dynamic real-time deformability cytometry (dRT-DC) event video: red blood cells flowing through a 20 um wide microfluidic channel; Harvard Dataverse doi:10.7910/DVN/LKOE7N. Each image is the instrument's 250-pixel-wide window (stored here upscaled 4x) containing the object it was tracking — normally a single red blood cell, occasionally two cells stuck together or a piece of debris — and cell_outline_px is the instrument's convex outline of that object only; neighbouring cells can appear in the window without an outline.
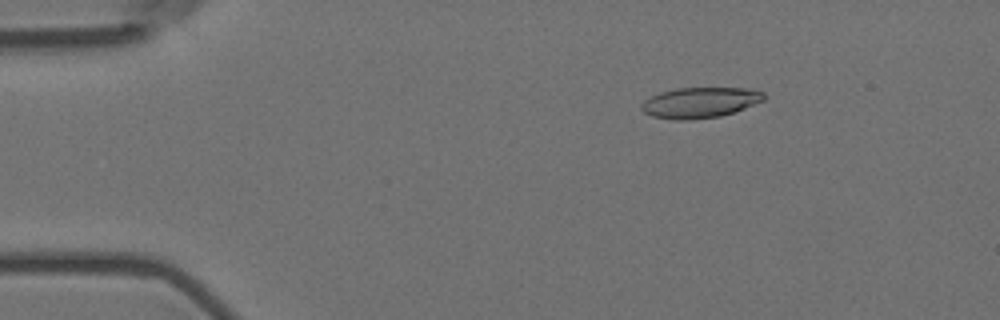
{"species": "Egyptian fruit bat (a non-hibernating species)", "species_latin": "Rousettus aegyptiacus", "temperature_condition": "room temperature", "stored_images_in_passage": 6, "camera_frame_rate_fps": 3000, "um_per_image_px": 0.085, "animal": {"sex": "female"}, "frame": {"image": 1, "passage_image": 3, "time_ms": 0.667, "image_size_px": [1000, 320], "cell_outline_px": [[764, 100], [744, 108], [720, 116], [688, 120], [672, 120], [652, 116], [644, 112], [640, 108], [640, 104], [644, 100], [660, 92], [676, 88], [752, 88], [764, 92]], "centroid_in_image_um": [59.47, 8.71], "position_along_channel_um": 25.5, "area_um2": 21.85}}
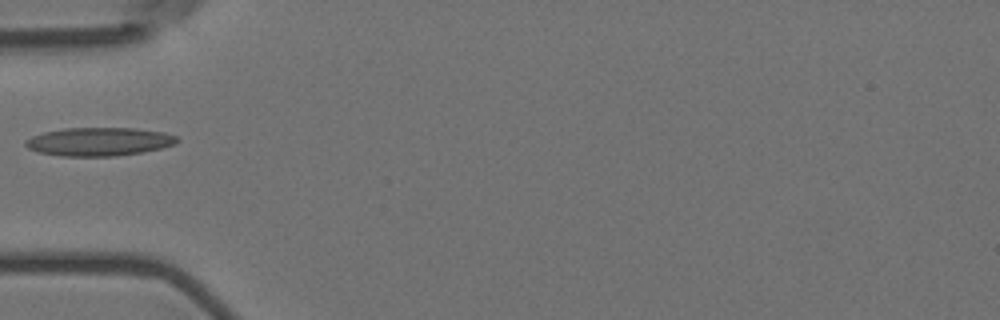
{"frame": {"image": 2, "passage_image": 6, "time_ms": 1.667, "image_size_px": [1000, 320], "cell_outline_px": [[180, 140], [176, 144], [160, 148], [140, 152], [116, 156], [60, 156], [36, 152], [28, 148], [24, 144], [24, 140], [32, 136], [44, 132], [64, 128], [136, 128], [164, 132], [176, 136]], "centroid_in_image_um": [8.39, 12.04], "position_along_channel_um": 76.6, "area_um2": 25.2}}